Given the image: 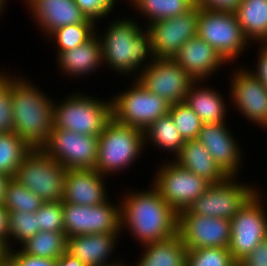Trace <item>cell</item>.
<instances>
[{
	"instance_id": "6da1fadb",
	"label": "cell",
	"mask_w": 267,
	"mask_h": 266,
	"mask_svg": "<svg viewBox=\"0 0 267 266\" xmlns=\"http://www.w3.org/2000/svg\"><path fill=\"white\" fill-rule=\"evenodd\" d=\"M148 186L150 188L146 190L123 192L118 201L121 235L128 230L140 246L167 240L177 234L178 213L152 185Z\"/></svg>"
},
{
	"instance_id": "7a4b0ae2",
	"label": "cell",
	"mask_w": 267,
	"mask_h": 266,
	"mask_svg": "<svg viewBox=\"0 0 267 266\" xmlns=\"http://www.w3.org/2000/svg\"><path fill=\"white\" fill-rule=\"evenodd\" d=\"M125 17L109 21L104 33H99L97 29L96 34L101 41L104 66L111 68L119 76L132 74V78L136 79L156 57L150 33L145 26L130 16Z\"/></svg>"
},
{
	"instance_id": "3957f363",
	"label": "cell",
	"mask_w": 267,
	"mask_h": 266,
	"mask_svg": "<svg viewBox=\"0 0 267 266\" xmlns=\"http://www.w3.org/2000/svg\"><path fill=\"white\" fill-rule=\"evenodd\" d=\"M18 74L12 75L13 132L32 149H41L53 130L54 98Z\"/></svg>"
},
{
	"instance_id": "277c9868",
	"label": "cell",
	"mask_w": 267,
	"mask_h": 266,
	"mask_svg": "<svg viewBox=\"0 0 267 266\" xmlns=\"http://www.w3.org/2000/svg\"><path fill=\"white\" fill-rule=\"evenodd\" d=\"M145 133L123 125L113 118L98 135V156L95 170L109 177L133 166L145 152Z\"/></svg>"
},
{
	"instance_id": "5b68a950",
	"label": "cell",
	"mask_w": 267,
	"mask_h": 266,
	"mask_svg": "<svg viewBox=\"0 0 267 266\" xmlns=\"http://www.w3.org/2000/svg\"><path fill=\"white\" fill-rule=\"evenodd\" d=\"M95 97L72 92L59 102L54 98L53 128L98 136L112 119V104L111 98Z\"/></svg>"
},
{
	"instance_id": "8992f818",
	"label": "cell",
	"mask_w": 267,
	"mask_h": 266,
	"mask_svg": "<svg viewBox=\"0 0 267 266\" xmlns=\"http://www.w3.org/2000/svg\"><path fill=\"white\" fill-rule=\"evenodd\" d=\"M130 85L127 90L110 97L112 118L144 132L155 120L169 113L170 104L149 92L137 79H133Z\"/></svg>"
},
{
	"instance_id": "52a82bcc",
	"label": "cell",
	"mask_w": 267,
	"mask_h": 266,
	"mask_svg": "<svg viewBox=\"0 0 267 266\" xmlns=\"http://www.w3.org/2000/svg\"><path fill=\"white\" fill-rule=\"evenodd\" d=\"M197 30V35L212 46L229 65L251 47L233 12L200 8Z\"/></svg>"
},
{
	"instance_id": "ba28073f",
	"label": "cell",
	"mask_w": 267,
	"mask_h": 266,
	"mask_svg": "<svg viewBox=\"0 0 267 266\" xmlns=\"http://www.w3.org/2000/svg\"><path fill=\"white\" fill-rule=\"evenodd\" d=\"M66 170L41 149H32L13 179L37 194L43 202L62 201Z\"/></svg>"
},
{
	"instance_id": "9c48e42d",
	"label": "cell",
	"mask_w": 267,
	"mask_h": 266,
	"mask_svg": "<svg viewBox=\"0 0 267 266\" xmlns=\"http://www.w3.org/2000/svg\"><path fill=\"white\" fill-rule=\"evenodd\" d=\"M164 162V163H163ZM155 170L152 185L177 213L188 209L210 185L204 178L179 166L172 158Z\"/></svg>"
},
{
	"instance_id": "30bf717a",
	"label": "cell",
	"mask_w": 267,
	"mask_h": 266,
	"mask_svg": "<svg viewBox=\"0 0 267 266\" xmlns=\"http://www.w3.org/2000/svg\"><path fill=\"white\" fill-rule=\"evenodd\" d=\"M238 180L228 177L221 183L210 184L187 210L191 214L231 220L260 189L256 184Z\"/></svg>"
},
{
	"instance_id": "8fae6325",
	"label": "cell",
	"mask_w": 267,
	"mask_h": 266,
	"mask_svg": "<svg viewBox=\"0 0 267 266\" xmlns=\"http://www.w3.org/2000/svg\"><path fill=\"white\" fill-rule=\"evenodd\" d=\"M265 199L266 196L259 190L230 220L231 238L228 249L236 263L267 237Z\"/></svg>"
},
{
	"instance_id": "7c38bea8",
	"label": "cell",
	"mask_w": 267,
	"mask_h": 266,
	"mask_svg": "<svg viewBox=\"0 0 267 266\" xmlns=\"http://www.w3.org/2000/svg\"><path fill=\"white\" fill-rule=\"evenodd\" d=\"M108 199L97 206L64 203L63 222L67 238L82 234L121 233L120 203ZM114 203V204H113Z\"/></svg>"
},
{
	"instance_id": "4fadbf2b",
	"label": "cell",
	"mask_w": 267,
	"mask_h": 266,
	"mask_svg": "<svg viewBox=\"0 0 267 266\" xmlns=\"http://www.w3.org/2000/svg\"><path fill=\"white\" fill-rule=\"evenodd\" d=\"M41 150L66 169H95L98 136H86L70 130L53 128Z\"/></svg>"
},
{
	"instance_id": "5bb4252c",
	"label": "cell",
	"mask_w": 267,
	"mask_h": 266,
	"mask_svg": "<svg viewBox=\"0 0 267 266\" xmlns=\"http://www.w3.org/2000/svg\"><path fill=\"white\" fill-rule=\"evenodd\" d=\"M136 79L170 105L184 102L188 89L194 83L186 71L170 58H156Z\"/></svg>"
},
{
	"instance_id": "9a60e30c",
	"label": "cell",
	"mask_w": 267,
	"mask_h": 266,
	"mask_svg": "<svg viewBox=\"0 0 267 266\" xmlns=\"http://www.w3.org/2000/svg\"><path fill=\"white\" fill-rule=\"evenodd\" d=\"M177 234L188 250L228 248L231 238L230 220L191 214L185 209L178 213Z\"/></svg>"
},
{
	"instance_id": "2e32d148",
	"label": "cell",
	"mask_w": 267,
	"mask_h": 266,
	"mask_svg": "<svg viewBox=\"0 0 267 266\" xmlns=\"http://www.w3.org/2000/svg\"><path fill=\"white\" fill-rule=\"evenodd\" d=\"M237 67L231 71L230 105L247 121L267 130V88L247 69Z\"/></svg>"
},
{
	"instance_id": "e0dca14e",
	"label": "cell",
	"mask_w": 267,
	"mask_h": 266,
	"mask_svg": "<svg viewBox=\"0 0 267 266\" xmlns=\"http://www.w3.org/2000/svg\"><path fill=\"white\" fill-rule=\"evenodd\" d=\"M200 8L194 6L187 13L155 21L145 28L150 33L156 58L173 59L183 44L197 36Z\"/></svg>"
},
{
	"instance_id": "ac0fdd59",
	"label": "cell",
	"mask_w": 267,
	"mask_h": 266,
	"mask_svg": "<svg viewBox=\"0 0 267 266\" xmlns=\"http://www.w3.org/2000/svg\"><path fill=\"white\" fill-rule=\"evenodd\" d=\"M227 123L203 124L196 140L200 142L219 167L229 176L240 175L243 153L242 146L230 130Z\"/></svg>"
},
{
	"instance_id": "d6986e66",
	"label": "cell",
	"mask_w": 267,
	"mask_h": 266,
	"mask_svg": "<svg viewBox=\"0 0 267 266\" xmlns=\"http://www.w3.org/2000/svg\"><path fill=\"white\" fill-rule=\"evenodd\" d=\"M24 3L45 36L66 25L96 23L86 17L75 0H24Z\"/></svg>"
},
{
	"instance_id": "ffe728a7",
	"label": "cell",
	"mask_w": 267,
	"mask_h": 266,
	"mask_svg": "<svg viewBox=\"0 0 267 266\" xmlns=\"http://www.w3.org/2000/svg\"><path fill=\"white\" fill-rule=\"evenodd\" d=\"M106 177L95 169H67L64 178V203L81 206H97L108 199Z\"/></svg>"
},
{
	"instance_id": "44dd1931",
	"label": "cell",
	"mask_w": 267,
	"mask_h": 266,
	"mask_svg": "<svg viewBox=\"0 0 267 266\" xmlns=\"http://www.w3.org/2000/svg\"><path fill=\"white\" fill-rule=\"evenodd\" d=\"M120 233L82 234L67 238L66 251L78 258L86 266H125L117 258L113 260L114 250ZM110 257H113L110 259ZM120 260V261H119Z\"/></svg>"
},
{
	"instance_id": "7402d4cb",
	"label": "cell",
	"mask_w": 267,
	"mask_h": 266,
	"mask_svg": "<svg viewBox=\"0 0 267 266\" xmlns=\"http://www.w3.org/2000/svg\"><path fill=\"white\" fill-rule=\"evenodd\" d=\"M194 82H207L228 63L198 35L185 42L173 58Z\"/></svg>"
},
{
	"instance_id": "603a6c76",
	"label": "cell",
	"mask_w": 267,
	"mask_h": 266,
	"mask_svg": "<svg viewBox=\"0 0 267 266\" xmlns=\"http://www.w3.org/2000/svg\"><path fill=\"white\" fill-rule=\"evenodd\" d=\"M59 71L68 78L90 76L99 67H103L102 45L100 38L95 34L86 43L64 52H56Z\"/></svg>"
},
{
	"instance_id": "cb8c5ba5",
	"label": "cell",
	"mask_w": 267,
	"mask_h": 266,
	"mask_svg": "<svg viewBox=\"0 0 267 266\" xmlns=\"http://www.w3.org/2000/svg\"><path fill=\"white\" fill-rule=\"evenodd\" d=\"M204 85L203 81L194 82L187 91L185 104L199 116L203 124L226 123L228 103L225 97L211 85Z\"/></svg>"
},
{
	"instance_id": "d4e9b609",
	"label": "cell",
	"mask_w": 267,
	"mask_h": 266,
	"mask_svg": "<svg viewBox=\"0 0 267 266\" xmlns=\"http://www.w3.org/2000/svg\"><path fill=\"white\" fill-rule=\"evenodd\" d=\"M172 160L179 166L204 178L210 184L221 183L229 177L197 140L185 141L180 152Z\"/></svg>"
},
{
	"instance_id": "484cf974",
	"label": "cell",
	"mask_w": 267,
	"mask_h": 266,
	"mask_svg": "<svg viewBox=\"0 0 267 266\" xmlns=\"http://www.w3.org/2000/svg\"><path fill=\"white\" fill-rule=\"evenodd\" d=\"M139 260L132 266H186L188 249L178 234L160 242L143 245ZM130 266V265H125Z\"/></svg>"
},
{
	"instance_id": "4316f807",
	"label": "cell",
	"mask_w": 267,
	"mask_h": 266,
	"mask_svg": "<svg viewBox=\"0 0 267 266\" xmlns=\"http://www.w3.org/2000/svg\"><path fill=\"white\" fill-rule=\"evenodd\" d=\"M234 13L250 44L267 42V0H242Z\"/></svg>"
},
{
	"instance_id": "83f0119b",
	"label": "cell",
	"mask_w": 267,
	"mask_h": 266,
	"mask_svg": "<svg viewBox=\"0 0 267 266\" xmlns=\"http://www.w3.org/2000/svg\"><path fill=\"white\" fill-rule=\"evenodd\" d=\"M125 1V0H124ZM127 4L134 6V11H138L150 25L155 21L173 18L177 15L187 13L195 4L194 0H126ZM129 1V2H128Z\"/></svg>"
},
{
	"instance_id": "f1b7e54d",
	"label": "cell",
	"mask_w": 267,
	"mask_h": 266,
	"mask_svg": "<svg viewBox=\"0 0 267 266\" xmlns=\"http://www.w3.org/2000/svg\"><path fill=\"white\" fill-rule=\"evenodd\" d=\"M144 133L145 145H152L164 150L163 152L167 151L166 153H174V156L180 152L185 142L169 113L155 120Z\"/></svg>"
},
{
	"instance_id": "f546056e",
	"label": "cell",
	"mask_w": 267,
	"mask_h": 266,
	"mask_svg": "<svg viewBox=\"0 0 267 266\" xmlns=\"http://www.w3.org/2000/svg\"><path fill=\"white\" fill-rule=\"evenodd\" d=\"M67 247L65 232L39 231L23 243L20 249L31 256L58 259Z\"/></svg>"
},
{
	"instance_id": "4dcf8cb0",
	"label": "cell",
	"mask_w": 267,
	"mask_h": 266,
	"mask_svg": "<svg viewBox=\"0 0 267 266\" xmlns=\"http://www.w3.org/2000/svg\"><path fill=\"white\" fill-rule=\"evenodd\" d=\"M32 148L15 132L0 133V173L14 177Z\"/></svg>"
},
{
	"instance_id": "1f68e13d",
	"label": "cell",
	"mask_w": 267,
	"mask_h": 266,
	"mask_svg": "<svg viewBox=\"0 0 267 266\" xmlns=\"http://www.w3.org/2000/svg\"><path fill=\"white\" fill-rule=\"evenodd\" d=\"M96 29L97 23L70 24L57 28L46 40L54 41L55 52H64L86 43L96 34Z\"/></svg>"
},
{
	"instance_id": "d6a6232c",
	"label": "cell",
	"mask_w": 267,
	"mask_h": 266,
	"mask_svg": "<svg viewBox=\"0 0 267 266\" xmlns=\"http://www.w3.org/2000/svg\"><path fill=\"white\" fill-rule=\"evenodd\" d=\"M39 232L35 213L10 211L8 212L7 250L14 249V244L21 246L29 238ZM15 242V243H14Z\"/></svg>"
},
{
	"instance_id": "836d02e7",
	"label": "cell",
	"mask_w": 267,
	"mask_h": 266,
	"mask_svg": "<svg viewBox=\"0 0 267 266\" xmlns=\"http://www.w3.org/2000/svg\"><path fill=\"white\" fill-rule=\"evenodd\" d=\"M43 204L40 197L15 179L7 183L3 205L10 211L35 213Z\"/></svg>"
},
{
	"instance_id": "e575fe53",
	"label": "cell",
	"mask_w": 267,
	"mask_h": 266,
	"mask_svg": "<svg viewBox=\"0 0 267 266\" xmlns=\"http://www.w3.org/2000/svg\"><path fill=\"white\" fill-rule=\"evenodd\" d=\"M169 114L185 141L196 140L203 122L185 102L170 105Z\"/></svg>"
},
{
	"instance_id": "d590c367",
	"label": "cell",
	"mask_w": 267,
	"mask_h": 266,
	"mask_svg": "<svg viewBox=\"0 0 267 266\" xmlns=\"http://www.w3.org/2000/svg\"><path fill=\"white\" fill-rule=\"evenodd\" d=\"M236 262L228 248H200L188 250L186 266H234Z\"/></svg>"
},
{
	"instance_id": "8d00e7d4",
	"label": "cell",
	"mask_w": 267,
	"mask_h": 266,
	"mask_svg": "<svg viewBox=\"0 0 267 266\" xmlns=\"http://www.w3.org/2000/svg\"><path fill=\"white\" fill-rule=\"evenodd\" d=\"M4 71L0 75V133L13 132L12 76Z\"/></svg>"
},
{
	"instance_id": "74e56055",
	"label": "cell",
	"mask_w": 267,
	"mask_h": 266,
	"mask_svg": "<svg viewBox=\"0 0 267 266\" xmlns=\"http://www.w3.org/2000/svg\"><path fill=\"white\" fill-rule=\"evenodd\" d=\"M35 218L39 231L64 232L62 201L43 202Z\"/></svg>"
},
{
	"instance_id": "f35d334b",
	"label": "cell",
	"mask_w": 267,
	"mask_h": 266,
	"mask_svg": "<svg viewBox=\"0 0 267 266\" xmlns=\"http://www.w3.org/2000/svg\"><path fill=\"white\" fill-rule=\"evenodd\" d=\"M117 1L119 0H75L86 17L96 23L101 22L102 19L104 21V18L108 16L110 17L114 6L118 4Z\"/></svg>"
},
{
	"instance_id": "ab89813d",
	"label": "cell",
	"mask_w": 267,
	"mask_h": 266,
	"mask_svg": "<svg viewBox=\"0 0 267 266\" xmlns=\"http://www.w3.org/2000/svg\"><path fill=\"white\" fill-rule=\"evenodd\" d=\"M6 257L8 258L11 266H55L56 260L34 257L24 253L17 247L7 250Z\"/></svg>"
},
{
	"instance_id": "60d3db41",
	"label": "cell",
	"mask_w": 267,
	"mask_h": 266,
	"mask_svg": "<svg viewBox=\"0 0 267 266\" xmlns=\"http://www.w3.org/2000/svg\"><path fill=\"white\" fill-rule=\"evenodd\" d=\"M238 264L240 266H267V237L253 251L241 259Z\"/></svg>"
},
{
	"instance_id": "b9f144b4",
	"label": "cell",
	"mask_w": 267,
	"mask_h": 266,
	"mask_svg": "<svg viewBox=\"0 0 267 266\" xmlns=\"http://www.w3.org/2000/svg\"><path fill=\"white\" fill-rule=\"evenodd\" d=\"M260 47H258L259 49H257L259 51L258 55H257V59L254 61L257 63L256 66H254L255 70H251V68H248V71L254 76L256 77L262 84L264 87L267 88V42L266 43H256V45Z\"/></svg>"
},
{
	"instance_id": "7bdbcfd3",
	"label": "cell",
	"mask_w": 267,
	"mask_h": 266,
	"mask_svg": "<svg viewBox=\"0 0 267 266\" xmlns=\"http://www.w3.org/2000/svg\"><path fill=\"white\" fill-rule=\"evenodd\" d=\"M242 0H194L199 8L213 11L235 12Z\"/></svg>"
},
{
	"instance_id": "ee69618b",
	"label": "cell",
	"mask_w": 267,
	"mask_h": 266,
	"mask_svg": "<svg viewBox=\"0 0 267 266\" xmlns=\"http://www.w3.org/2000/svg\"><path fill=\"white\" fill-rule=\"evenodd\" d=\"M8 239V210L4 205H0V241L5 245L7 250Z\"/></svg>"
},
{
	"instance_id": "f6af8a7d",
	"label": "cell",
	"mask_w": 267,
	"mask_h": 266,
	"mask_svg": "<svg viewBox=\"0 0 267 266\" xmlns=\"http://www.w3.org/2000/svg\"><path fill=\"white\" fill-rule=\"evenodd\" d=\"M55 266H86L78 258L73 257L65 251L58 259H56Z\"/></svg>"
},
{
	"instance_id": "bcb514c9",
	"label": "cell",
	"mask_w": 267,
	"mask_h": 266,
	"mask_svg": "<svg viewBox=\"0 0 267 266\" xmlns=\"http://www.w3.org/2000/svg\"><path fill=\"white\" fill-rule=\"evenodd\" d=\"M11 178L9 175L0 173V205H3L7 183Z\"/></svg>"
},
{
	"instance_id": "7dc6e473",
	"label": "cell",
	"mask_w": 267,
	"mask_h": 266,
	"mask_svg": "<svg viewBox=\"0 0 267 266\" xmlns=\"http://www.w3.org/2000/svg\"><path fill=\"white\" fill-rule=\"evenodd\" d=\"M6 252L5 245L0 241V260L6 256Z\"/></svg>"
},
{
	"instance_id": "c3c4849f",
	"label": "cell",
	"mask_w": 267,
	"mask_h": 266,
	"mask_svg": "<svg viewBox=\"0 0 267 266\" xmlns=\"http://www.w3.org/2000/svg\"><path fill=\"white\" fill-rule=\"evenodd\" d=\"M7 1L8 0H0V16H1V13L3 15V11L6 10L7 7H5L7 4ZM1 18V17H0Z\"/></svg>"
},
{
	"instance_id": "681fc988",
	"label": "cell",
	"mask_w": 267,
	"mask_h": 266,
	"mask_svg": "<svg viewBox=\"0 0 267 266\" xmlns=\"http://www.w3.org/2000/svg\"><path fill=\"white\" fill-rule=\"evenodd\" d=\"M0 266H11L8 258L5 256L0 260Z\"/></svg>"
}]
</instances>
